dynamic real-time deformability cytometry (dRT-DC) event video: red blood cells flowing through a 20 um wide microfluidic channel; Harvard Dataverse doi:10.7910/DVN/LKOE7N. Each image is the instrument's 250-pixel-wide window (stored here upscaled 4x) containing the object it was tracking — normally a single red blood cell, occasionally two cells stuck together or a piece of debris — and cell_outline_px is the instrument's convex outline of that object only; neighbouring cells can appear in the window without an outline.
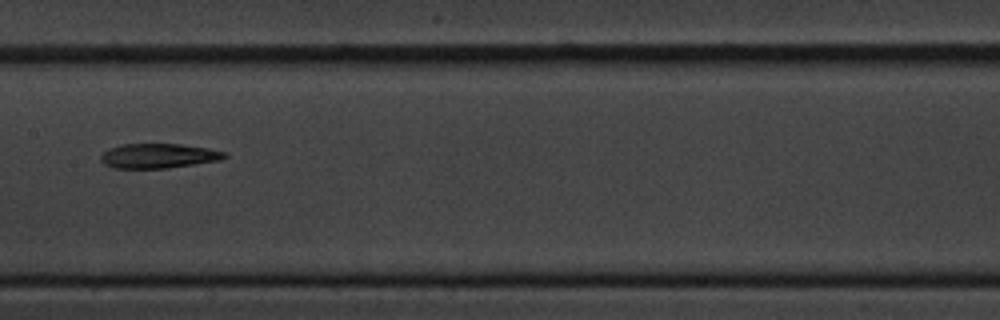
{"species": "common noctule bat (a hibernating species)", "species_latin": "Nyctalus noctula", "temperature_condition": "cold", "stored_images_in_passage": 12, "camera_frame_rate_fps": 3000, "um_per_image_px": 0.085, "animal": {"sex": "male", "body_mass_g": 20.1, "forearm_length_mm": 53.5}, "frame": {"image": 1, "passage_image": 6, "time_ms": 6.0, "image_size_px": [1000, 320], "cell_outline_px": [[228, 156], [220, 160], [168, 168], [112, 168], [104, 164], [100, 160], [100, 156], [108, 148], [120, 144], [180, 144], [208, 148], [224, 152]], "centroid_in_image_um": [13.43, 13.25], "position_along_channel_um": 194.0, "area_um2": 17.8}}
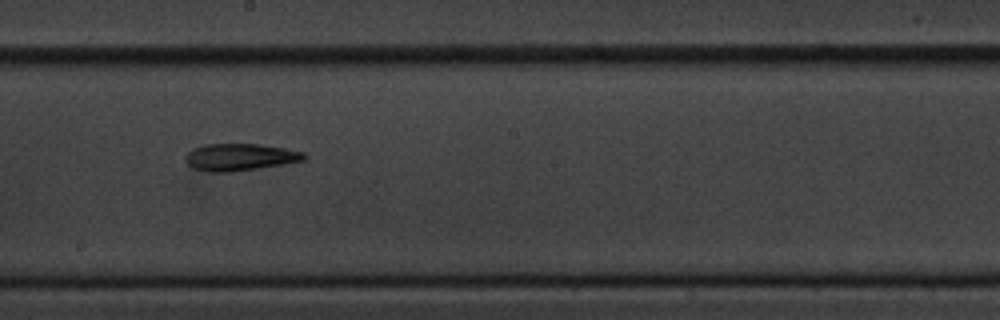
{"frame": {"image": 2, "passage_image": 7, "time_ms": 7.0, "image_size_px": [1000, 320], "cell_outline_px": [[308, 156], [304, 160], [284, 164], [260, 168], [232, 172], [208, 172], [192, 168], [184, 160], [184, 156], [188, 152], [204, 144], [260, 144], [284, 148], [304, 152]], "centroid_in_image_um": [20.39, 13.36], "position_along_channel_um": 227.8, "area_um2": 18.84}}
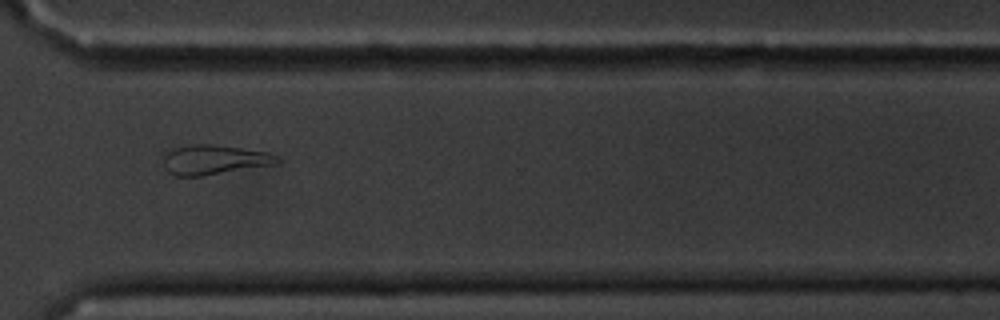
{"frame": {"image": 3, "passage_image": 10, "time_ms": 10.667, "image_size_px": [1000, 320], "cell_outline_px": [[280, 160], [272, 164], [204, 176], [176, 176], [168, 172], [164, 160], [164, 156], [172, 148], [192, 144], [212, 144], [240, 148], [264, 152], [276, 156]], "centroid_in_image_um": [18.14, 13.58], "position_along_channel_um": 352.5, "area_um2": 19.19}, "authors_computed_cell_mechanics": {"area_um2": 19.0162, "velocity_mm_per_s": 3.4013, "shape_relaxation_time_tau1_ms": null, "shape_relaxation_time_tau2_ms": 8.3492, "deformation_change_tau1": null, "deformation_change_tau2": 0.1895}}